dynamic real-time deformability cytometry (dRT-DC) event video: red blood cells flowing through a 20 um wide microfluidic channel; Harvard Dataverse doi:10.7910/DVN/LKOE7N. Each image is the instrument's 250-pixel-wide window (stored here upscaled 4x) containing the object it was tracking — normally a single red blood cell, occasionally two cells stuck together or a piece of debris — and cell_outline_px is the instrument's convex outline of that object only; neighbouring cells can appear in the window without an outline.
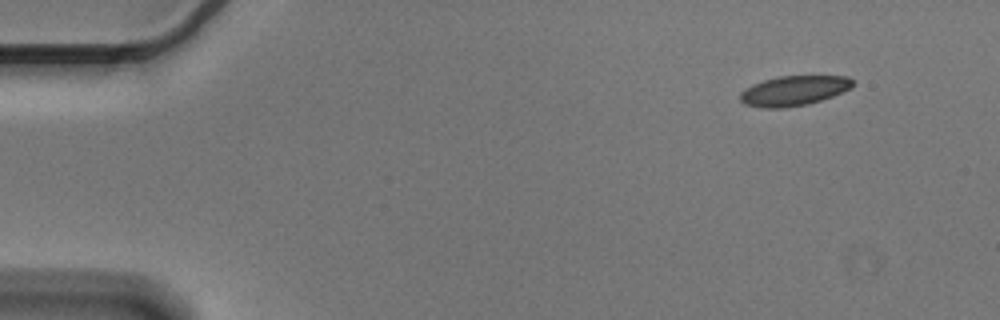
{"species": "Egyptian fruit bat (a non-hibernating species)", "species_latin": "Rousettus aegyptiacus", "temperature_condition": "cold", "stored_images_in_passage": 4, "camera_frame_rate_fps": 3000, "um_per_image_px": 0.085, "animal": {"sex": "male"}, "frame": {"image": 1, "passage_image": 1, "time_ms": 0.0, "image_size_px": [1000, 320], "cell_outline_px": [[856, 84], [852, 88], [832, 96], [808, 104], [784, 108], [760, 108], [744, 104], [740, 100], [740, 92], [752, 84], [764, 80], [780, 76], [848, 76], [856, 80]], "centroid_in_image_um": [67.5, 7.71], "position_along_channel_um": 17.5, "area_um2": 19.83}}
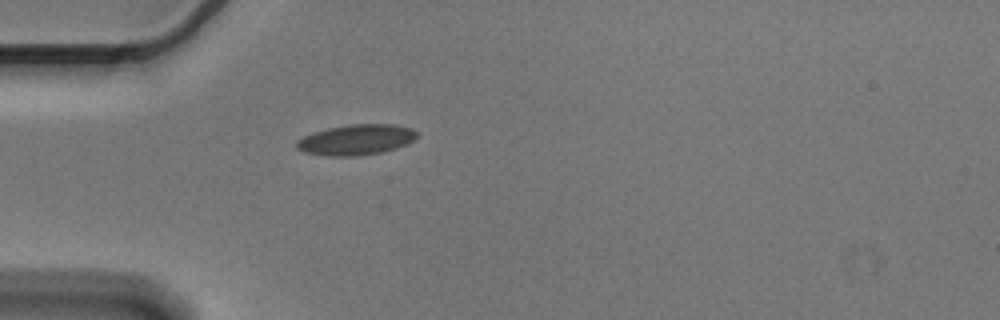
{"frame": {"image": 2, "passage_image": 4, "time_ms": 1.0, "image_size_px": [1000, 320], "cell_outline_px": [[416, 140], [408, 144], [396, 148], [380, 152], [356, 156], [328, 156], [304, 152], [296, 148], [296, 140], [312, 132], [328, 128], [348, 124], [392, 124], [412, 128], [416, 132]], "centroid_in_image_um": [30.27, 11.87], "position_along_channel_um": 54.7, "area_um2": 21.5}}